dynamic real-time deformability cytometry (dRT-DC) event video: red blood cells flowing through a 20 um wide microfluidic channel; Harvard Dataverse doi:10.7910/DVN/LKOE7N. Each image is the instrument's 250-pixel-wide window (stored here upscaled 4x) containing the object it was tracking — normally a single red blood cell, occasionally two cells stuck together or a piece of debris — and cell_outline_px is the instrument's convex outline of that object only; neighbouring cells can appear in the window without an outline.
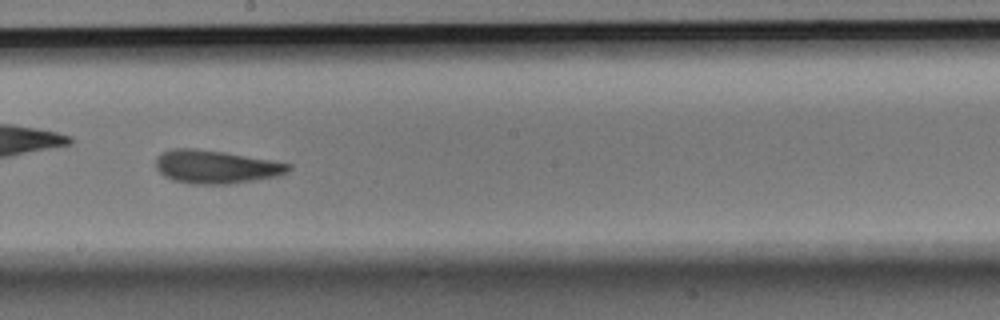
{"species": "Egyptian fruit bat (a non-hibernating species)", "species_latin": "Rousettus aegyptiacus", "temperature_condition": "room temperature", "stored_images_in_passage": 43, "camera_frame_rate_fps": 3000, "um_per_image_px": 0.085, "animal": {"sex": "male"}, "frame": {"image": 1, "passage_image": 19, "time_ms": 6.0, "image_size_px": [1000, 320], "cell_outline_px": [[292, 168], [288, 172], [280, 176], [228, 184], [188, 184], [172, 180], [164, 176], [156, 168], [156, 156], [160, 152], [172, 148], [196, 148], [224, 152], [292, 164]], "centroid_in_image_um": [18.32, 14.18], "position_along_channel_um": 229.9, "area_um2": 25.95}, "authors_computed_cell_mechanics": {"area_um2": 24.9696, "velocity_mm_per_s": 3.7412, "shape_relaxation_time_tau1_ms": 5.1695, "shape_relaxation_time_tau2_ms": 2.4336, "deformation_change_tau1": 0.1488, "deformation_change_tau2": 0.0849}}